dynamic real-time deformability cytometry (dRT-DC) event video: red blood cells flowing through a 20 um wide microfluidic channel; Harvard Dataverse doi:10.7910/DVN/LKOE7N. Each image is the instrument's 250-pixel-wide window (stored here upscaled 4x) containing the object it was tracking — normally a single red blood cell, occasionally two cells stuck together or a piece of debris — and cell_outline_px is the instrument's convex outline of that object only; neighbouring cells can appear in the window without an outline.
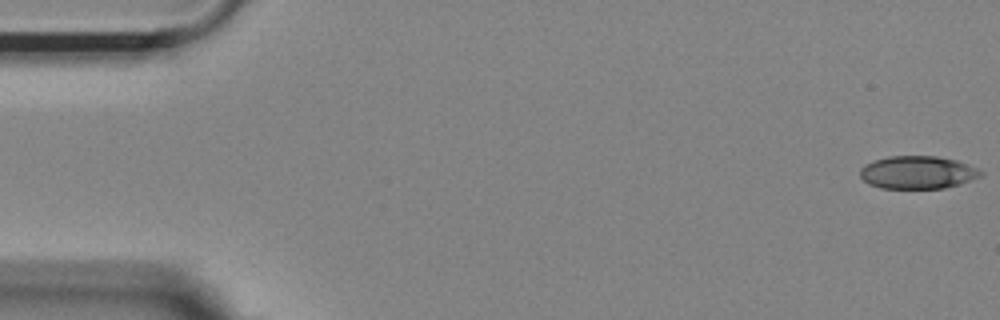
{"species": "Egyptian fruit bat (a non-hibernating species)", "species_latin": "Rousettus aegyptiacus", "temperature_condition": "room temperature", "stored_images_in_passage": 4, "camera_frame_rate_fps": 3000, "um_per_image_px": 0.085, "animal": {"sex": "female"}, "frame": {"image": 1, "passage_image": 1, "time_ms": 0.0, "image_size_px": [1000, 320], "cell_outline_px": [[984, 172], [980, 176], [960, 184], [944, 188], [880, 188], [868, 184], [860, 176], [860, 168], [864, 164], [872, 160], [888, 156], [936, 156], [956, 160], [968, 164]], "centroid_in_image_um": [77.96, 14.65], "position_along_channel_um": 7.0, "area_um2": 23.18}}